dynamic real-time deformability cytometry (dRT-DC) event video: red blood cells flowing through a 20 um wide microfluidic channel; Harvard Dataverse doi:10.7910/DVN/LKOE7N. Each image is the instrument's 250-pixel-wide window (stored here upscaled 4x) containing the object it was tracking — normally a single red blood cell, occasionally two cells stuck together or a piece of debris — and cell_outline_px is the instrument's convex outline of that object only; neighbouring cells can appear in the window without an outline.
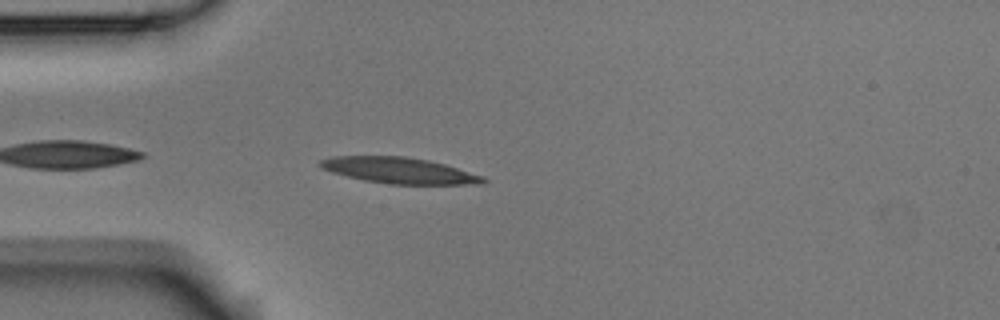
{"species": "Egyptian fruit bat (a non-hibernating species)", "species_latin": "Rousettus aegyptiacus", "temperature_condition": "room temperature", "stored_images_in_passage": 3, "camera_frame_rate_fps": 3000, "um_per_image_px": 0.085, "animal": {"sex": "male"}, "frame": {"image": 1, "passage_image": 3, "time_ms": 0.667, "image_size_px": [1000, 320], "cell_outline_px": [[488, 180], [484, 184], [388, 184], [364, 180], [332, 172], [320, 168], [320, 160], [332, 156], [404, 156], [428, 160], [444, 164], [484, 176]], "centroid_in_image_um": [33.96, 14.49], "position_along_channel_um": 51.0, "area_um2": 24.62}}